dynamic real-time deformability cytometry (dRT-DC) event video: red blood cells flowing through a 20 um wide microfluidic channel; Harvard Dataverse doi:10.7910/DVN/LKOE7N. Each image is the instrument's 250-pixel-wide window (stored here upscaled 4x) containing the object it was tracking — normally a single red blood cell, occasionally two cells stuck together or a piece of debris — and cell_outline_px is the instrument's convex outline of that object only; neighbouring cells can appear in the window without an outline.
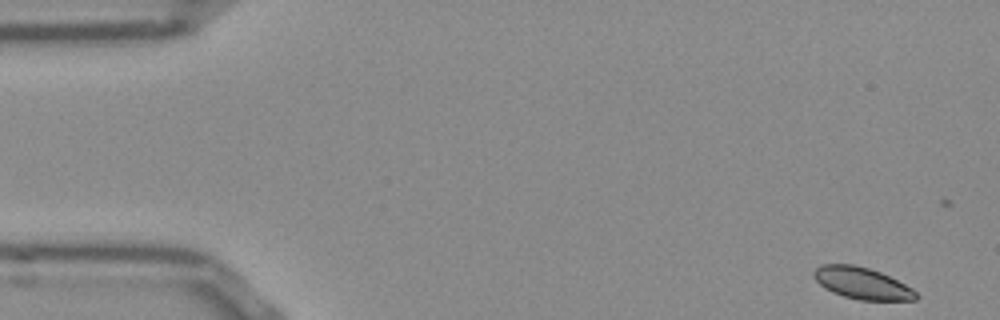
{"species": "Egyptian fruit bat (a non-hibernating species)", "species_latin": "Rousettus aegyptiacus", "temperature_condition": "room temperature", "stored_images_in_passage": 16, "camera_frame_rate_fps": 3000, "um_per_image_px": 0.085, "frame": {"image": 1, "passage_image": 1, "time_ms": 0.0, "image_size_px": [1000, 320], "cell_outline_px": [[920, 296], [916, 300], [860, 300], [844, 296], [832, 292], [824, 288], [812, 276], [812, 272], [820, 264], [852, 264], [868, 268], [880, 272], [912, 288]], "centroid_in_image_um": [73.25, 24.07], "position_along_channel_um": 11.8, "area_um2": 18.84}}